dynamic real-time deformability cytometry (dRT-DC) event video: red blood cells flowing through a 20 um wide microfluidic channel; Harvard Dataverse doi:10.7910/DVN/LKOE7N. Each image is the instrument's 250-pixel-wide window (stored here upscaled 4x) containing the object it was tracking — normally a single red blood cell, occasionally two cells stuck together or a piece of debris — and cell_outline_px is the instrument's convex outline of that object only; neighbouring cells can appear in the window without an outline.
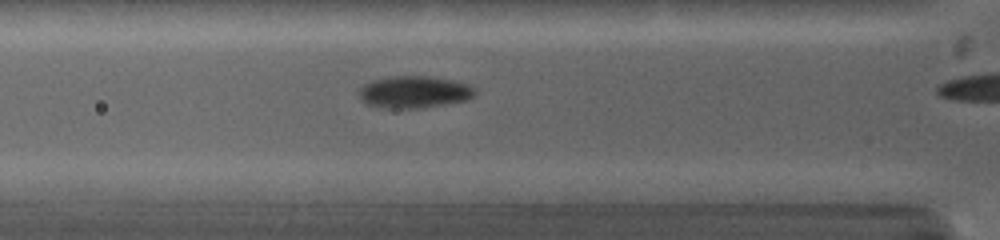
{"species": "common noctule bat (a hibernating species)", "species_latin": "Nyctalus noctula", "temperature_condition": "warm", "stored_images_in_passage": 6, "camera_frame_rate_fps": 5000, "um_per_image_px": 0.085, "animal": {"sex": "female", "body_mass_g": 19.0, "forearm_length_mm": 53.3}, "frame": {"image": 1, "passage_image": 5, "time_ms": 1.8, "image_size_px": [1000, 240], "cell_outline_px": [[476, 92], [468, 100], [424, 108], [384, 108], [364, 104], [360, 96], [360, 88], [364, 84], [372, 80], [396, 76], [428, 76], [452, 80], [468, 84], [476, 88]], "centroid_in_image_um": [35.22, 7.83], "position_along_channel_um": 90.6, "area_um2": 21.73}}